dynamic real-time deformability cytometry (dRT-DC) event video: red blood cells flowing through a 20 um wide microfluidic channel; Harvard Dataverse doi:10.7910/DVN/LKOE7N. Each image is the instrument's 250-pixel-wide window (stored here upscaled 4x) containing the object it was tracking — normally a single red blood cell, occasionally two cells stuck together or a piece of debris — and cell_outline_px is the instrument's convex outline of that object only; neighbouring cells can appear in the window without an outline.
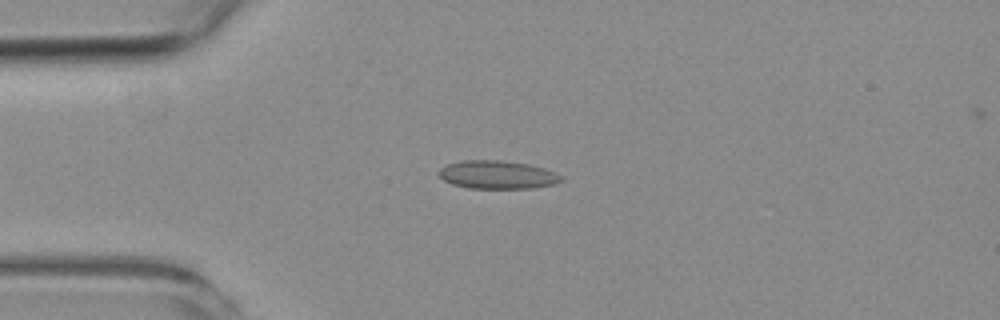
{"species": "common noctule bat (a hibernating species)", "species_latin": "Nyctalus noctula", "temperature_condition": "room temperature", "stored_images_in_passage": 6, "camera_frame_rate_fps": 3000, "um_per_image_px": 0.085, "animal": {"sex": "female", "body_mass_g": 19.3, "forearm_length_mm": 54.1}, "frame": {"image": 1, "passage_image": 3, "time_ms": 2.333, "image_size_px": [1000, 320], "cell_outline_px": [[564, 180], [552, 184], [532, 188], [468, 188], [452, 184], [444, 180], [436, 172], [440, 168], [448, 164], [460, 160], [500, 160], [528, 164], [544, 168], [556, 172]], "centroid_in_image_um": [42.24, 14.84], "position_along_channel_um": 42.8, "area_um2": 20.11}}
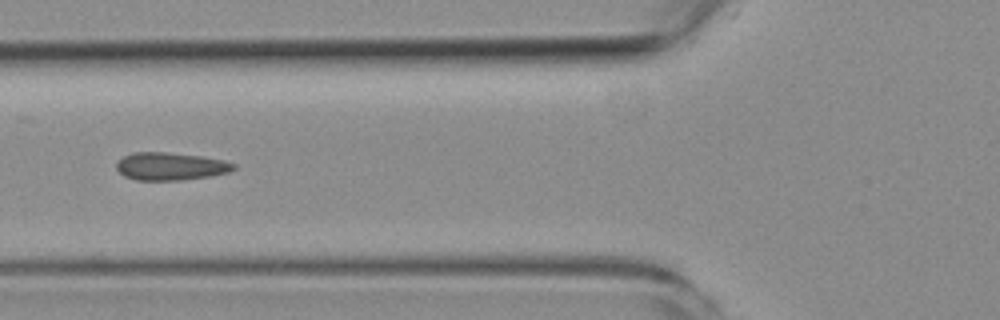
{"frame": {"image": 2, "passage_image": 5, "time_ms": 4.667, "image_size_px": [1000, 320], "cell_outline_px": [[236, 168], [228, 172], [212, 176], [180, 180], [136, 180], [124, 176], [116, 168], [116, 164], [124, 156], [132, 152], [164, 152], [200, 156], [224, 160], [236, 164]], "centroid_in_image_um": [14.5, 14.14], "position_along_channel_um": 111.3, "area_um2": 18.9}}
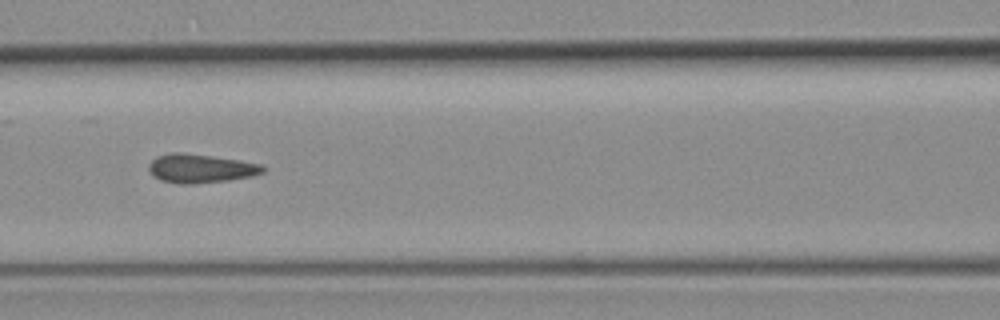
{"frame": {"image": 3, "passage_image": 6, "time_ms": 5.667, "image_size_px": [1000, 320], "cell_outline_px": [[264, 172], [252, 176], [228, 180], [192, 184], [180, 184], [160, 180], [152, 176], [148, 168], [148, 164], [156, 156], [172, 152], [180, 152], [240, 160], [260, 164], [264, 168]], "centroid_in_image_um": [17.0, 14.32], "position_along_channel_um": 149.6, "area_um2": 19.13}}